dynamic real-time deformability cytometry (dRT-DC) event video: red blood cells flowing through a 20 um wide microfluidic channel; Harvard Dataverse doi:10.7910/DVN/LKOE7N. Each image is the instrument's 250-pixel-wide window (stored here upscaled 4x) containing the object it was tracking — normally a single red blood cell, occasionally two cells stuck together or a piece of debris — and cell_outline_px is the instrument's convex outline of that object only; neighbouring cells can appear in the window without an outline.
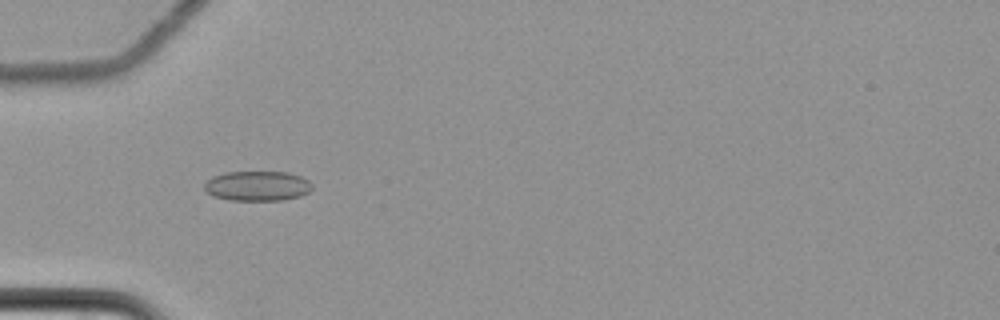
{"species": "common noctule bat (a hibernating species)", "species_latin": "Nyctalus noctula", "temperature_condition": "cold", "stored_images_in_passage": 62, "camera_frame_rate_fps": 3000, "um_per_image_px": 0.085, "animal": {"sex": "female", "body_mass_g": 22.7, "forearm_length_mm": 54.2}, "frame": {"image": 1, "passage_image": 22, "time_ms": 7.0, "image_size_px": [1000, 320], "cell_outline_px": [[312, 188], [308, 192], [300, 196], [284, 200], [228, 200], [212, 196], [204, 188], [204, 184], [212, 176], [224, 172], [288, 172], [300, 176], [308, 180], [312, 184]], "centroid_in_image_um": [21.87, 15.8], "position_along_channel_um": 63.1, "area_um2": 18.84}}
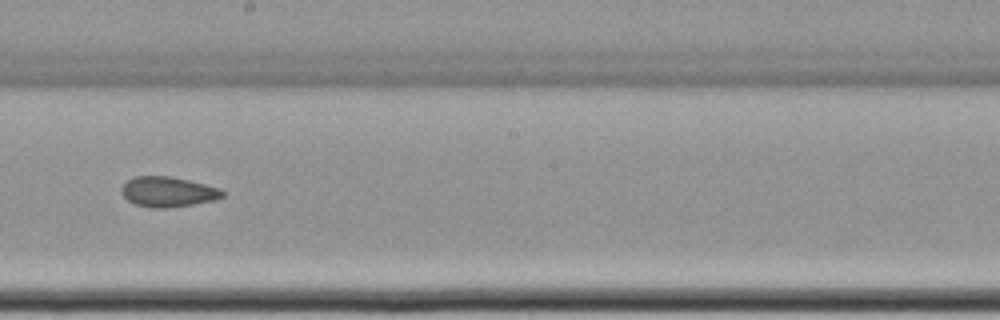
{"frame": {"image": 2, "passage_image": 37, "time_ms": 12.0, "image_size_px": [1000, 320], "cell_outline_px": [[224, 196], [216, 200], [168, 208], [152, 208], [136, 204], [128, 200], [120, 192], [120, 188], [128, 180], [136, 176], [168, 176], [188, 180], [220, 188], [224, 192]], "centroid_in_image_um": [14.27, 16.31], "position_along_channel_um": 233.9, "area_um2": 17.69}}
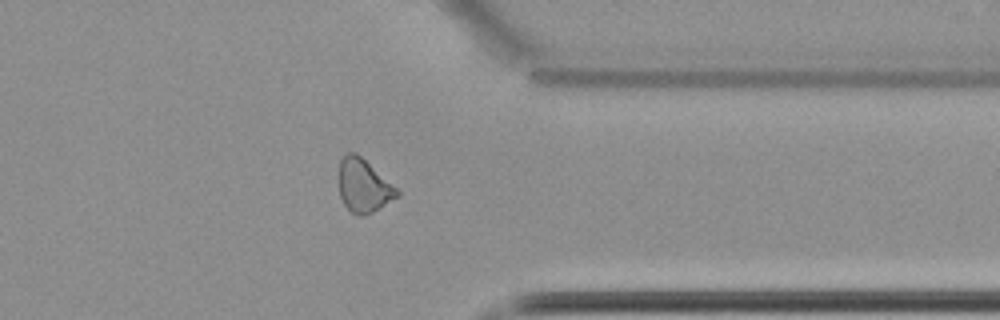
{"frame": {"image": 3, "passage_image": 50, "time_ms": 16.333, "image_size_px": [1000, 320], "cell_outline_px": [[400, 196], [372, 212], [360, 216], [356, 216], [344, 204], [340, 196], [340, 160], [348, 152], [356, 152], [396, 188], [400, 192]], "centroid_in_image_um": [30.91, 15.8], "position_along_channel_um": 380.5, "area_um2": 17.63}, "authors_computed_cell_mechanics": {"area_um2": 18.6116, "velocity_mm_per_s": 3.5025, "shape_relaxation_time_tau1_ms": null, "shape_relaxation_time_tau2_ms": 5.8133, "deformation_change_tau1": null, "deformation_change_tau2": 0.0871}}